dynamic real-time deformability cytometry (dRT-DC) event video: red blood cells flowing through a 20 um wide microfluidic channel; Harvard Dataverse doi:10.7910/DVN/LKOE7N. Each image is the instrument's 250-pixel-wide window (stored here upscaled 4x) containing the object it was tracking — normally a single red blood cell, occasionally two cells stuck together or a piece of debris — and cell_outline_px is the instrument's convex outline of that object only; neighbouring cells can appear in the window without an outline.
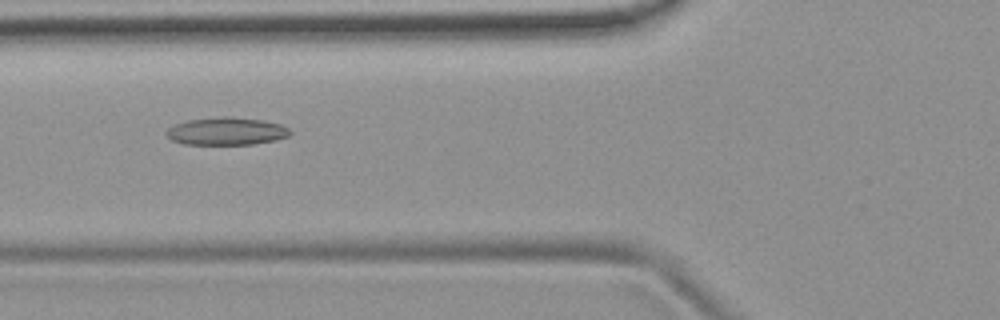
{"species": "common noctule bat (a hibernating species)", "species_latin": "Nyctalus noctula", "temperature_condition": "room temperature", "stored_images_in_passage": 6, "camera_frame_rate_fps": 3000, "um_per_image_px": 0.085, "animal": {"sex": "female", "body_mass_g": 19.9}, "frame": {"image": 1, "passage_image": 4, "time_ms": 1.0, "image_size_px": [1000, 320], "cell_outline_px": [[292, 132], [288, 136], [276, 140], [252, 144], [184, 144], [172, 140], [164, 132], [172, 124], [188, 120], [224, 116], [228, 116], [264, 120], [280, 124], [288, 128]], "centroid_in_image_um": [19.24, 11.14], "position_along_channel_um": 106.6, "area_um2": 20.0}}
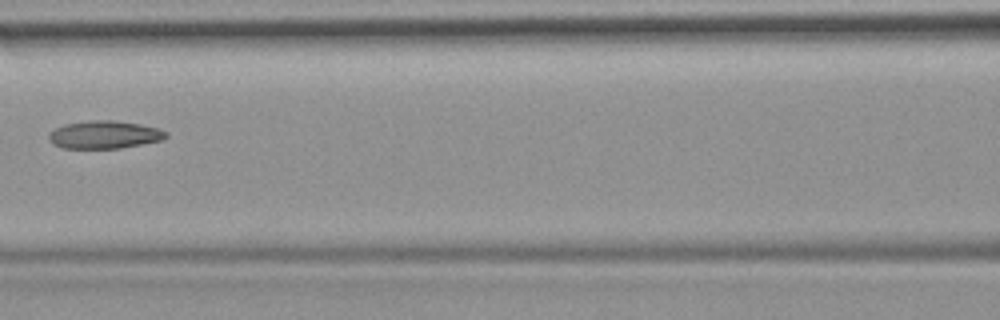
{"frame": {"image": 2, "passage_image": 5, "time_ms": 1.333, "image_size_px": [1000, 320], "cell_outline_px": [[168, 136], [160, 140], [120, 148], [64, 148], [52, 144], [48, 136], [56, 128], [64, 124], [92, 120], [116, 120], [140, 124], [156, 128], [168, 132]], "centroid_in_image_um": [8.87, 11.44], "position_along_channel_um": 157.7, "area_um2": 18.79}}
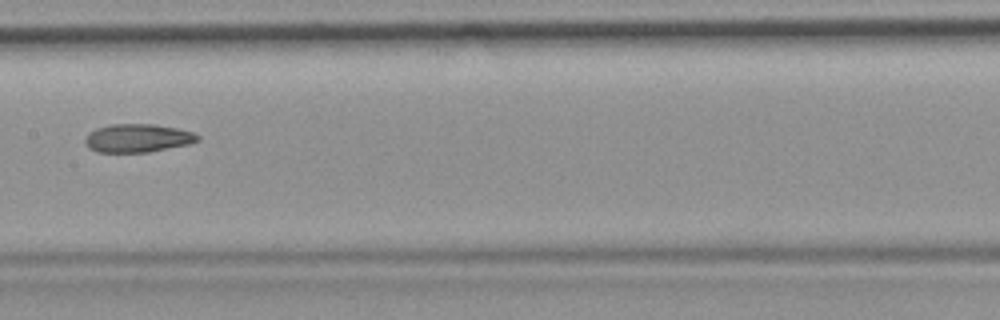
{"frame": {"image": 3, "passage_image": 6, "time_ms": 1.667, "image_size_px": [1000, 320], "cell_outline_px": [[200, 140], [188, 144], [148, 152], [96, 152], [88, 148], [84, 140], [88, 132], [96, 128], [112, 124], [156, 124], [176, 128], [192, 132], [200, 136]], "centroid_in_image_um": [11.67, 11.74], "position_along_channel_um": 195.7, "area_um2": 18.61}}